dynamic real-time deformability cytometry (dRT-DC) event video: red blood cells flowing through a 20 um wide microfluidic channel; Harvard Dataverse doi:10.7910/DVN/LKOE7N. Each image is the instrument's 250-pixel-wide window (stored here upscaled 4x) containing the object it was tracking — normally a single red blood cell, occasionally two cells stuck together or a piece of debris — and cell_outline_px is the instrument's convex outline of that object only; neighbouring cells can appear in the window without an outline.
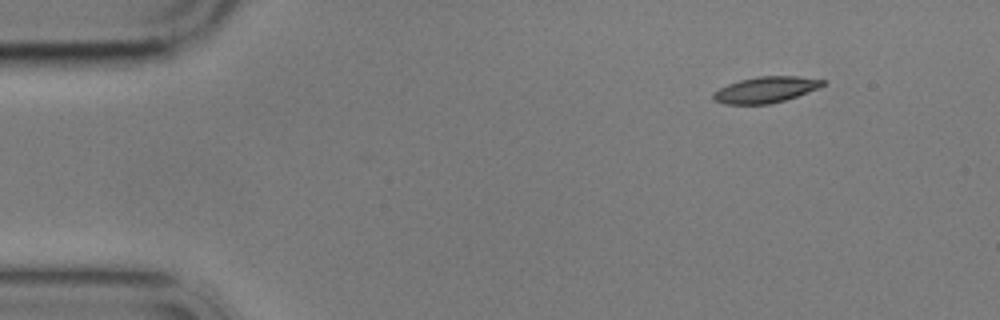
{"species": "common noctule bat (a hibernating species)", "species_latin": "Nyctalus noctula", "temperature_condition": "cold", "stored_images_in_passage": 5, "segment_of_instrument_passage": [2, 2], "camera_frame_rate_fps": 3000, "um_per_image_px": 0.085, "animal": {"sex": "male", "body_mass_g": 17.9}, "frame": {"image": 1, "passage_image": 5, "time_ms": 5.667, "image_size_px": [1000, 320], "cell_outline_px": [[824, 84], [816, 88], [796, 96], [784, 100], [768, 104], [724, 104], [716, 100], [712, 96], [712, 92], [728, 84], [740, 80], [756, 76], [796, 76], [824, 80]], "centroid_in_image_um": [65.02, 7.62], "position_along_channel_um": 20.0, "area_um2": 16.3}}